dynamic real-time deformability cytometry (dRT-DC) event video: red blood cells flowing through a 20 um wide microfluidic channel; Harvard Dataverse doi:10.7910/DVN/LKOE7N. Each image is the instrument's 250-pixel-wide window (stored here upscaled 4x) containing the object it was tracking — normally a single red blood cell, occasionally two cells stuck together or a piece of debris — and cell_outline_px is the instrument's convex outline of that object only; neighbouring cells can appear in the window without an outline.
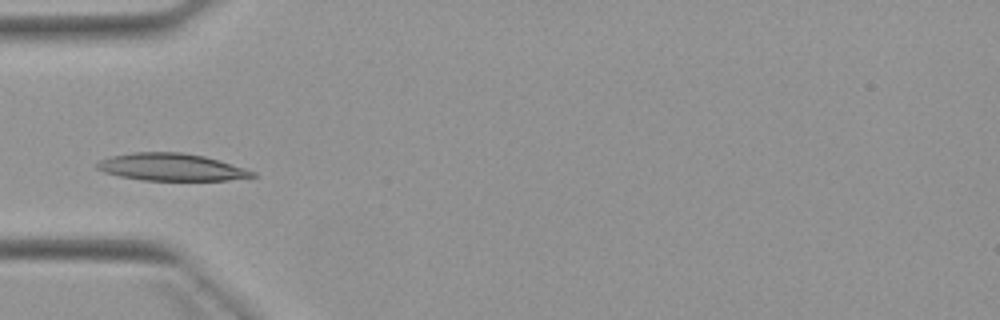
{"species": "Egyptian fruit bat (a non-hibernating species)", "species_latin": "Rousettus aegyptiacus", "temperature_condition": "warm", "stored_images_in_passage": 5, "camera_frame_rate_fps": 3000, "um_per_image_px": 0.085, "animal": {"sex": "female"}, "frame": {"image": 1, "passage_image": 4, "time_ms": 3.667, "image_size_px": [1000, 320], "cell_outline_px": [[256, 176], [228, 180], [140, 180], [120, 176], [104, 172], [96, 168], [96, 164], [100, 160], [112, 156], [132, 152], [180, 152], [204, 156], [220, 160], [256, 172]], "centroid_in_image_um": [14.56, 14.2], "position_along_channel_um": 70.4, "area_um2": 24.62}}
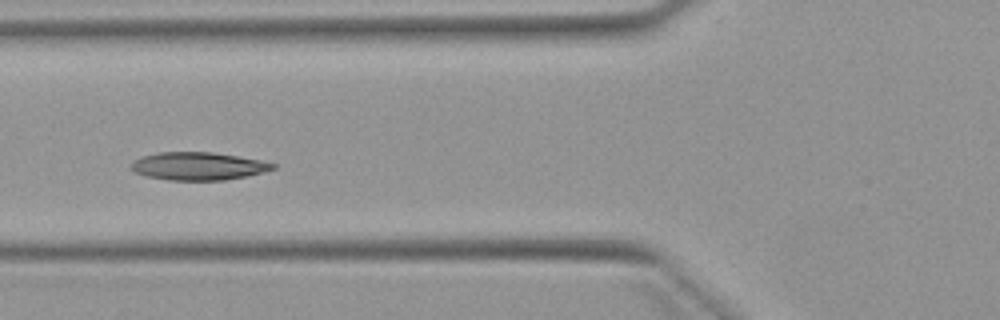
{"frame": {"image": 2, "passage_image": 5, "time_ms": 4.667, "image_size_px": [1000, 320], "cell_outline_px": [[276, 168], [264, 172], [248, 176], [224, 180], [168, 180], [148, 176], [136, 172], [128, 168], [136, 160], [144, 156], [156, 152], [212, 152], [260, 160], [276, 164]], "centroid_in_image_um": [16.87, 14.12], "position_along_channel_um": 108.9, "area_um2": 22.89}}